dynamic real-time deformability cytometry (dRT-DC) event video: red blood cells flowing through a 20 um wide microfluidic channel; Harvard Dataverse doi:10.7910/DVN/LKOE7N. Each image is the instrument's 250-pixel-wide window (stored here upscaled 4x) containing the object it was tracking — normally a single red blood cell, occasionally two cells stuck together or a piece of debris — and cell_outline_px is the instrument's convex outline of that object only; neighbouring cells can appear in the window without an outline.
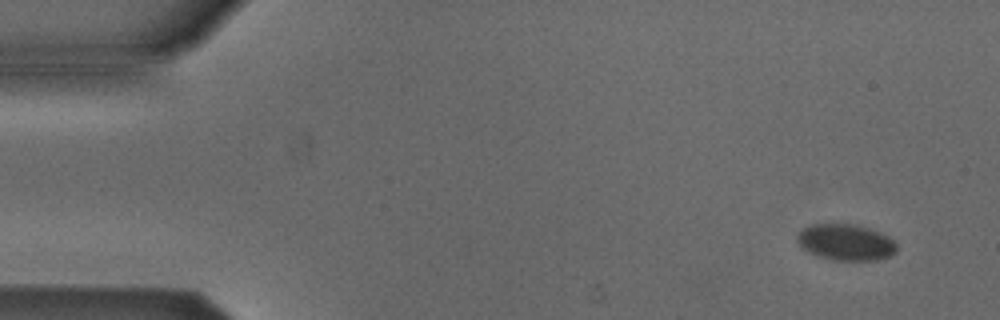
{"species": "Egyptian fruit bat (a non-hibernating species)", "species_latin": "Rousettus aegyptiacus", "temperature_condition": "cold", "stored_images_in_passage": 5, "camera_frame_rate_fps": 3000, "um_per_image_px": 0.085, "animal": {"sex": "male"}, "frame": {"image": 1, "passage_image": 1, "time_ms": 0.0, "image_size_px": [1000, 320], "cell_outline_px": [[896, 252], [888, 256], [876, 260], [832, 260], [816, 256], [800, 248], [796, 240], [796, 236], [804, 228], [812, 224], [856, 224], [880, 232], [888, 236], [896, 244]], "centroid_in_image_um": [71.85, 20.6], "position_along_channel_um": 13.2, "area_um2": 21.1}}
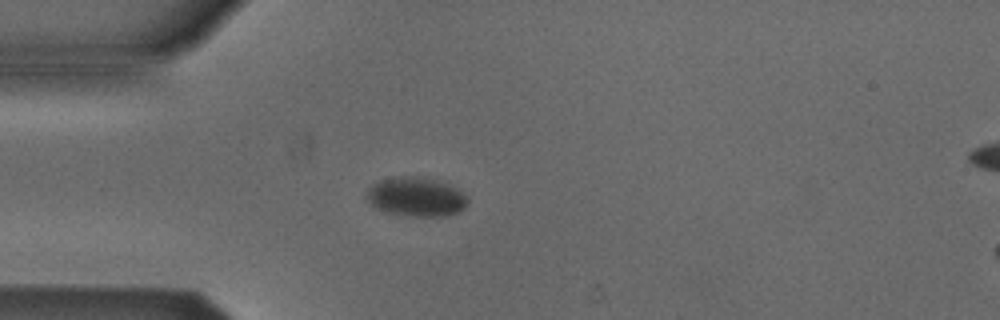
{"frame": {"image": 2, "passage_image": 4, "time_ms": 3.667, "image_size_px": [1000, 320], "cell_outline_px": [[468, 204], [460, 212], [448, 216], [412, 216], [384, 212], [376, 208], [364, 196], [368, 188], [372, 184], [380, 180], [404, 176], [416, 176], [432, 180], [456, 188], [468, 196]], "centroid_in_image_um": [35.36, 16.75], "position_along_channel_um": 49.6, "area_um2": 23.0}}